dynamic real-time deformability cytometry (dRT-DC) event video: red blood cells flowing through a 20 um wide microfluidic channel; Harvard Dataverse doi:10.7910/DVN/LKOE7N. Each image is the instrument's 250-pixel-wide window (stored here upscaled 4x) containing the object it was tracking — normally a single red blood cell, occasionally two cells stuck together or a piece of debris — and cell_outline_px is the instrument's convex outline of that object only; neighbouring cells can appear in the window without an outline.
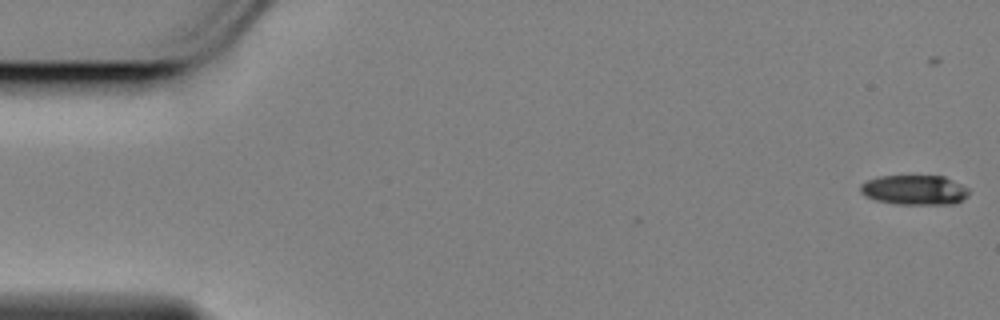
{"species": "Egyptian fruit bat (a non-hibernating species)", "species_latin": "Rousettus aegyptiacus", "temperature_condition": "cold", "stored_images_in_passage": 18, "camera_frame_rate_fps": 3000, "um_per_image_px": 0.085, "animal": {"sex": "female"}, "frame": {"image": 1, "passage_image": 3, "time_ms": 0.667, "image_size_px": [1000, 320], "cell_outline_px": [[968, 196], [952, 204], [896, 204], [876, 200], [864, 196], [860, 192], [860, 184], [868, 180], [880, 176], [944, 176], [968, 188]], "centroid_in_image_um": [77.7, 16.15], "position_along_channel_um": 7.3, "area_um2": 18.73}}